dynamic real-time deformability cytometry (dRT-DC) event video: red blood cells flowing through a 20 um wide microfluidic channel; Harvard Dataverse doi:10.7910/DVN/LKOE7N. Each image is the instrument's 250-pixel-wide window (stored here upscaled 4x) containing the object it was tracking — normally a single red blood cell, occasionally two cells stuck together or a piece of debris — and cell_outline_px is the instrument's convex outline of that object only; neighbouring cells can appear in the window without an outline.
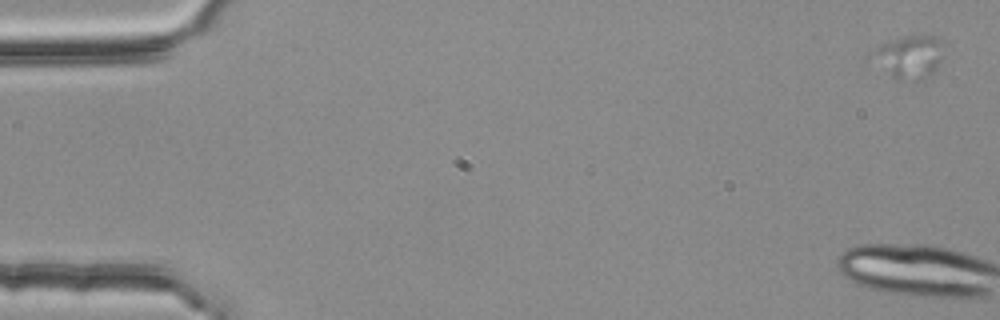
{"species": "common noctule bat (a hibernating species)", "species_latin": "Nyctalus noctula", "temperature_condition": "room temperature", "stored_images_in_passage": 6, "segment_of_instrument_passage": [1, 2], "camera_frame_rate_fps": 3000, "um_per_image_px": 0.085, "animal": {"sex": "female", "body_mass_g": 25.1}, "frame": {"image": 1, "passage_image": 1, "time_ms": 0.0, "image_size_px": [1000, 320], "cell_outline_px": [[944, 56], [936, 68], [924, 80], [896, 80], [868, 56], [880, 44], [892, 40], [908, 36], [936, 36], [940, 40]], "centroid_in_image_um": [77.29, 4.85], "position_along_channel_um": 7.7, "area_um2": 17.8}}